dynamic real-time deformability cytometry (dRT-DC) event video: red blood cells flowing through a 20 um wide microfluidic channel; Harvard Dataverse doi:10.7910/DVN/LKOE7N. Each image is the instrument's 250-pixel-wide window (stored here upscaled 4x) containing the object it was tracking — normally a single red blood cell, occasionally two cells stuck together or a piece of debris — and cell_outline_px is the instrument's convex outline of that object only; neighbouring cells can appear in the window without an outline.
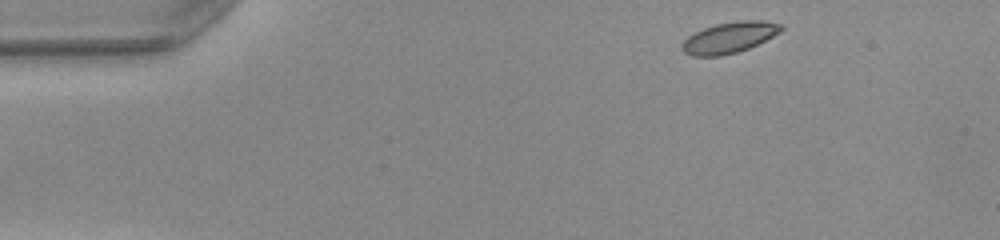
{"species": "common noctule bat (a hibernating species)", "species_latin": "Nyctalus noctula", "temperature_condition": "warm", "stored_images_in_passage": 45, "camera_frame_rate_fps": 3000, "um_per_image_px": 0.085, "animal": {"sex": "female", "body_mass_g": 22.0, "forearm_length_mm": 56.7}, "frame": {"image": 1, "passage_image": 1, "time_ms": 0.0, "image_size_px": [1000, 240], "cell_outline_px": [[784, 28], [780, 32], [748, 48], [736, 52], [720, 56], [692, 56], [684, 52], [680, 48], [680, 44], [688, 36], [704, 28], [716, 24], [740, 20], [764, 20], [784, 24]], "centroid_in_image_um": [61.99, 3.18], "position_along_channel_um": 23.0, "area_um2": 17.86}}
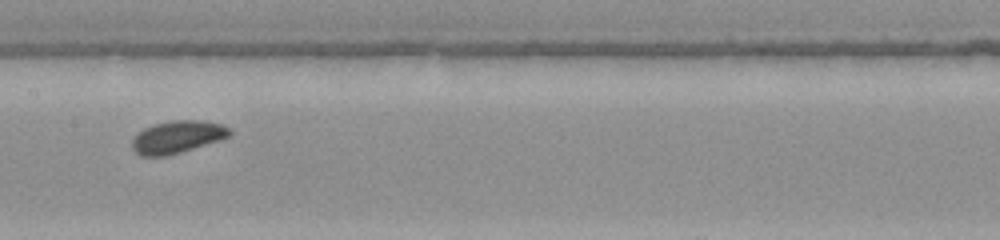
{"frame": {"image": 2, "passage_image": 20, "time_ms": 6.333, "image_size_px": [1000, 240], "cell_outline_px": [[232, 132], [228, 136], [220, 140], [180, 152], [164, 156], [140, 156], [132, 148], [132, 140], [144, 128], [156, 124], [172, 120], [204, 120], [220, 124], [232, 128]], "centroid_in_image_um": [15.1, 11.63], "position_along_channel_um": 192.3, "area_um2": 18.26}}
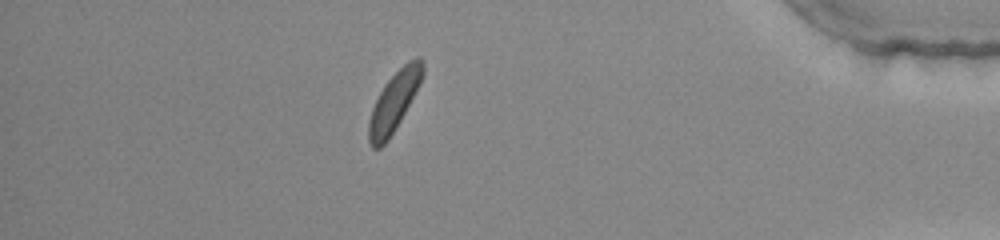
{"frame": {"image": 3, "passage_image": 39, "time_ms": 12.667, "image_size_px": [1000, 240], "cell_outline_px": [[424, 72], [420, 84], [400, 120], [388, 140], [380, 148], [372, 148], [368, 140], [368, 120], [372, 108], [384, 84], [408, 60], [416, 56], [420, 56], [424, 60]], "centroid_in_image_um": [33.5, 8.61], "position_along_channel_um": 401.7, "area_um2": 18.55}, "authors_computed_cell_mechanics": {"area_um2": 18.0914, "velocity_mm_per_s": 3.9725, "shape_relaxation_time_tau1_ms": 2.9052, "shape_relaxation_time_tau2_ms": null, "deformation_change_tau1": 0.0803, "deformation_change_tau2": null}}